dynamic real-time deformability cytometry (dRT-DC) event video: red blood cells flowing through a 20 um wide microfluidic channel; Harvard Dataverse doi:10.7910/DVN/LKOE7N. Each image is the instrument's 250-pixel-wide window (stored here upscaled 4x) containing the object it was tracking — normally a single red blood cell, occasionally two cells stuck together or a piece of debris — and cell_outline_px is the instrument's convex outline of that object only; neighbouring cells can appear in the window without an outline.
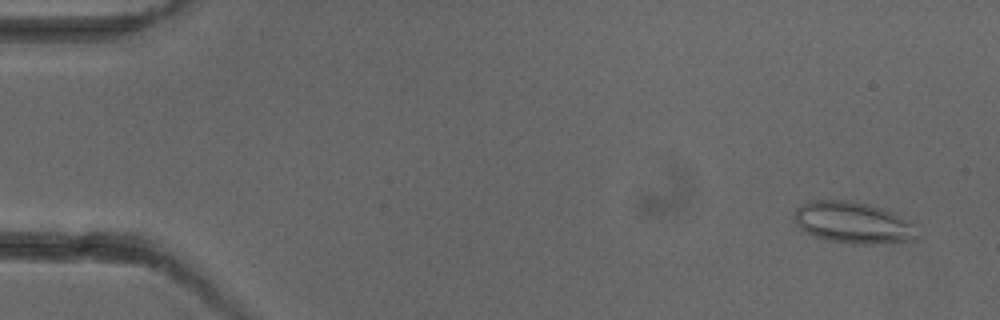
{"species": "common noctule bat (a hibernating species)", "species_latin": "Nyctalus noctula", "temperature_condition": "cold", "stored_images_in_passage": 4, "camera_frame_rate_fps": 3000, "um_per_image_px": 0.085, "animal": {"sex": "female"}, "frame": {"image": 1, "passage_image": 4, "time_ms": 4.333, "image_size_px": [1000, 320], "cell_outline_px": [[920, 236], [916, 240], [872, 244], [852, 244], [828, 240], [816, 236], [800, 228], [796, 224], [796, 208], [808, 200], [848, 200], [868, 204], [884, 208], [912, 220], [916, 224]], "centroid_in_image_um": [72.62, 18.92], "position_along_channel_um": 12.4, "area_um2": 30.17}}